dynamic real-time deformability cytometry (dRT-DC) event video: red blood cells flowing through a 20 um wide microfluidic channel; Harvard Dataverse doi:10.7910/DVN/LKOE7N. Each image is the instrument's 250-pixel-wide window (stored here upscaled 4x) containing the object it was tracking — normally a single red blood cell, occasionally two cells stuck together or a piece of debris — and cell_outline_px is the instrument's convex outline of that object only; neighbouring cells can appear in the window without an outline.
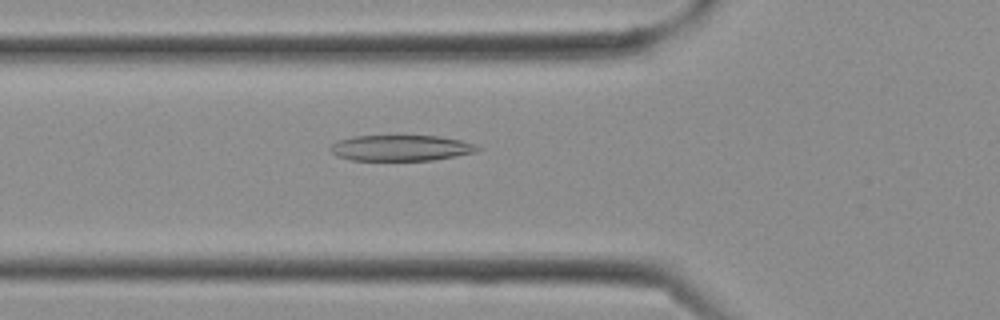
{"species": "Egyptian fruit bat (a non-hibernating species)", "species_latin": "Rousettus aegyptiacus", "temperature_condition": "cold", "stored_images_in_passage": 12, "camera_frame_rate_fps": 3000, "um_per_image_px": 0.085, "frame": {"image": 1, "passage_image": 10, "time_ms": 3.0, "image_size_px": [1000, 320], "cell_outline_px": [[484, 148], [480, 152], [432, 160], [352, 160], [336, 156], [328, 148], [336, 140], [352, 136], [440, 136], [460, 140], [476, 144]], "centroid_in_image_um": [34.12, 12.57], "position_along_channel_um": 91.7, "area_um2": 22.43}}
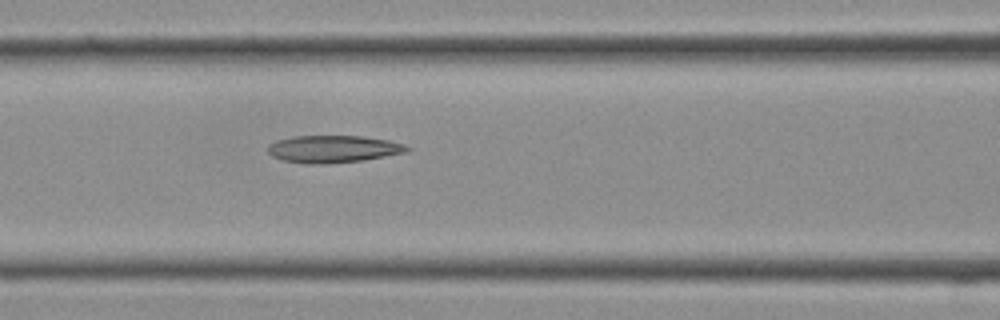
{"frame": {"image": 2, "passage_image": 12, "time_ms": 3.667, "image_size_px": [1000, 320], "cell_outline_px": [[412, 148], [408, 152], [364, 160], [324, 164], [308, 164], [284, 160], [272, 156], [268, 152], [268, 144], [276, 140], [292, 136], [364, 136], [388, 140], [404, 144]], "centroid_in_image_um": [28.34, 12.66], "position_along_channel_um": 138.3, "area_um2": 22.25}}